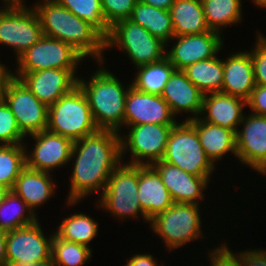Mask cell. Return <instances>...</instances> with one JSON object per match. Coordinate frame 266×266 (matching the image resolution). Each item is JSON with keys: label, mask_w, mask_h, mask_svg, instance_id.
<instances>
[{"label": "cell", "mask_w": 266, "mask_h": 266, "mask_svg": "<svg viewBox=\"0 0 266 266\" xmlns=\"http://www.w3.org/2000/svg\"><path fill=\"white\" fill-rule=\"evenodd\" d=\"M169 43H172V46ZM169 46L171 48H168ZM223 47L224 38L211 30L200 34L174 36L172 41L166 44L165 57L174 65L175 70H184L198 61L219 55Z\"/></svg>", "instance_id": "cell-15"}, {"label": "cell", "mask_w": 266, "mask_h": 266, "mask_svg": "<svg viewBox=\"0 0 266 266\" xmlns=\"http://www.w3.org/2000/svg\"><path fill=\"white\" fill-rule=\"evenodd\" d=\"M53 174L25 167L18 176L12 191L22 198L27 206L38 216L36 210L48 202L56 193Z\"/></svg>", "instance_id": "cell-25"}, {"label": "cell", "mask_w": 266, "mask_h": 266, "mask_svg": "<svg viewBox=\"0 0 266 266\" xmlns=\"http://www.w3.org/2000/svg\"><path fill=\"white\" fill-rule=\"evenodd\" d=\"M16 266H58L52 259H48L46 261H41L37 263H21L17 264Z\"/></svg>", "instance_id": "cell-46"}, {"label": "cell", "mask_w": 266, "mask_h": 266, "mask_svg": "<svg viewBox=\"0 0 266 266\" xmlns=\"http://www.w3.org/2000/svg\"><path fill=\"white\" fill-rule=\"evenodd\" d=\"M47 130L73 142L98 130L87 97L79 86L48 107Z\"/></svg>", "instance_id": "cell-6"}, {"label": "cell", "mask_w": 266, "mask_h": 266, "mask_svg": "<svg viewBox=\"0 0 266 266\" xmlns=\"http://www.w3.org/2000/svg\"><path fill=\"white\" fill-rule=\"evenodd\" d=\"M120 136L113 130L98 129L73 143L67 208L77 206L92 193L101 196L112 171L122 162Z\"/></svg>", "instance_id": "cell-1"}, {"label": "cell", "mask_w": 266, "mask_h": 266, "mask_svg": "<svg viewBox=\"0 0 266 266\" xmlns=\"http://www.w3.org/2000/svg\"><path fill=\"white\" fill-rule=\"evenodd\" d=\"M33 8L37 12L43 35L68 43L84 59L89 57L105 62V38L88 22L74 15L55 0L36 1Z\"/></svg>", "instance_id": "cell-2"}, {"label": "cell", "mask_w": 266, "mask_h": 266, "mask_svg": "<svg viewBox=\"0 0 266 266\" xmlns=\"http://www.w3.org/2000/svg\"><path fill=\"white\" fill-rule=\"evenodd\" d=\"M174 36L200 34L210 31L201 0H175L169 10Z\"/></svg>", "instance_id": "cell-26"}, {"label": "cell", "mask_w": 266, "mask_h": 266, "mask_svg": "<svg viewBox=\"0 0 266 266\" xmlns=\"http://www.w3.org/2000/svg\"><path fill=\"white\" fill-rule=\"evenodd\" d=\"M144 4L156 7L162 10H170L175 0H139Z\"/></svg>", "instance_id": "cell-44"}, {"label": "cell", "mask_w": 266, "mask_h": 266, "mask_svg": "<svg viewBox=\"0 0 266 266\" xmlns=\"http://www.w3.org/2000/svg\"><path fill=\"white\" fill-rule=\"evenodd\" d=\"M246 101L222 92L203 96L200 118L208 123L236 131L243 120Z\"/></svg>", "instance_id": "cell-21"}, {"label": "cell", "mask_w": 266, "mask_h": 266, "mask_svg": "<svg viewBox=\"0 0 266 266\" xmlns=\"http://www.w3.org/2000/svg\"><path fill=\"white\" fill-rule=\"evenodd\" d=\"M256 32V41L248 51L251 54L255 84L266 86V36L259 30Z\"/></svg>", "instance_id": "cell-37"}, {"label": "cell", "mask_w": 266, "mask_h": 266, "mask_svg": "<svg viewBox=\"0 0 266 266\" xmlns=\"http://www.w3.org/2000/svg\"><path fill=\"white\" fill-rule=\"evenodd\" d=\"M84 60L68 43L43 35L38 42L16 59V70L12 74L57 68L70 70L78 78V66L82 65Z\"/></svg>", "instance_id": "cell-10"}, {"label": "cell", "mask_w": 266, "mask_h": 266, "mask_svg": "<svg viewBox=\"0 0 266 266\" xmlns=\"http://www.w3.org/2000/svg\"><path fill=\"white\" fill-rule=\"evenodd\" d=\"M98 226L99 224L94 220V217L76 212L66 218L64 217L54 232L61 239L90 247L89 244L98 234Z\"/></svg>", "instance_id": "cell-30"}, {"label": "cell", "mask_w": 266, "mask_h": 266, "mask_svg": "<svg viewBox=\"0 0 266 266\" xmlns=\"http://www.w3.org/2000/svg\"><path fill=\"white\" fill-rule=\"evenodd\" d=\"M162 160L197 177H210L218 169L207 158L196 129L185 120L173 126Z\"/></svg>", "instance_id": "cell-9"}, {"label": "cell", "mask_w": 266, "mask_h": 266, "mask_svg": "<svg viewBox=\"0 0 266 266\" xmlns=\"http://www.w3.org/2000/svg\"><path fill=\"white\" fill-rule=\"evenodd\" d=\"M177 119L161 95L141 92L130 85L126 95L124 126L177 124Z\"/></svg>", "instance_id": "cell-17"}, {"label": "cell", "mask_w": 266, "mask_h": 266, "mask_svg": "<svg viewBox=\"0 0 266 266\" xmlns=\"http://www.w3.org/2000/svg\"><path fill=\"white\" fill-rule=\"evenodd\" d=\"M220 245L236 260L239 266H266V249L254 248V250L251 248L246 251L244 249L243 252L237 250L236 253L227 243L225 244V241Z\"/></svg>", "instance_id": "cell-39"}, {"label": "cell", "mask_w": 266, "mask_h": 266, "mask_svg": "<svg viewBox=\"0 0 266 266\" xmlns=\"http://www.w3.org/2000/svg\"><path fill=\"white\" fill-rule=\"evenodd\" d=\"M259 8H266V0H251Z\"/></svg>", "instance_id": "cell-48"}, {"label": "cell", "mask_w": 266, "mask_h": 266, "mask_svg": "<svg viewBox=\"0 0 266 266\" xmlns=\"http://www.w3.org/2000/svg\"><path fill=\"white\" fill-rule=\"evenodd\" d=\"M138 198L149 220L174 204L161 176L151 165H138Z\"/></svg>", "instance_id": "cell-23"}, {"label": "cell", "mask_w": 266, "mask_h": 266, "mask_svg": "<svg viewBox=\"0 0 266 266\" xmlns=\"http://www.w3.org/2000/svg\"><path fill=\"white\" fill-rule=\"evenodd\" d=\"M223 68L221 92L247 101L256 85L250 52H233L223 60Z\"/></svg>", "instance_id": "cell-22"}, {"label": "cell", "mask_w": 266, "mask_h": 266, "mask_svg": "<svg viewBox=\"0 0 266 266\" xmlns=\"http://www.w3.org/2000/svg\"><path fill=\"white\" fill-rule=\"evenodd\" d=\"M0 266H7L6 261V232L0 231Z\"/></svg>", "instance_id": "cell-45"}, {"label": "cell", "mask_w": 266, "mask_h": 266, "mask_svg": "<svg viewBox=\"0 0 266 266\" xmlns=\"http://www.w3.org/2000/svg\"><path fill=\"white\" fill-rule=\"evenodd\" d=\"M25 167L24 144L0 145V185L12 190Z\"/></svg>", "instance_id": "cell-33"}, {"label": "cell", "mask_w": 266, "mask_h": 266, "mask_svg": "<svg viewBox=\"0 0 266 266\" xmlns=\"http://www.w3.org/2000/svg\"><path fill=\"white\" fill-rule=\"evenodd\" d=\"M95 206L105 210L117 220L138 219L146 217L138 198V165L121 162L111 173L106 188ZM140 215V216H139Z\"/></svg>", "instance_id": "cell-4"}, {"label": "cell", "mask_w": 266, "mask_h": 266, "mask_svg": "<svg viewBox=\"0 0 266 266\" xmlns=\"http://www.w3.org/2000/svg\"><path fill=\"white\" fill-rule=\"evenodd\" d=\"M9 191L10 189L6 188L5 186L0 185V204L4 201Z\"/></svg>", "instance_id": "cell-47"}, {"label": "cell", "mask_w": 266, "mask_h": 266, "mask_svg": "<svg viewBox=\"0 0 266 266\" xmlns=\"http://www.w3.org/2000/svg\"><path fill=\"white\" fill-rule=\"evenodd\" d=\"M26 137L21 133L14 114L3 99L0 100V145L24 144Z\"/></svg>", "instance_id": "cell-36"}, {"label": "cell", "mask_w": 266, "mask_h": 266, "mask_svg": "<svg viewBox=\"0 0 266 266\" xmlns=\"http://www.w3.org/2000/svg\"><path fill=\"white\" fill-rule=\"evenodd\" d=\"M200 205L174 203L166 211L150 219L149 227L162 239L166 251H174L183 245L190 244L203 236ZM201 229V230H200Z\"/></svg>", "instance_id": "cell-5"}, {"label": "cell", "mask_w": 266, "mask_h": 266, "mask_svg": "<svg viewBox=\"0 0 266 266\" xmlns=\"http://www.w3.org/2000/svg\"><path fill=\"white\" fill-rule=\"evenodd\" d=\"M2 2H26V0H0Z\"/></svg>", "instance_id": "cell-49"}, {"label": "cell", "mask_w": 266, "mask_h": 266, "mask_svg": "<svg viewBox=\"0 0 266 266\" xmlns=\"http://www.w3.org/2000/svg\"><path fill=\"white\" fill-rule=\"evenodd\" d=\"M204 94L187 78L183 70H174L165 84L161 97L168 103L172 113L178 117L183 112L185 121L198 118L202 111Z\"/></svg>", "instance_id": "cell-20"}, {"label": "cell", "mask_w": 266, "mask_h": 266, "mask_svg": "<svg viewBox=\"0 0 266 266\" xmlns=\"http://www.w3.org/2000/svg\"><path fill=\"white\" fill-rule=\"evenodd\" d=\"M151 166L161 176L174 203L200 205L205 200L204 192L209 187L211 177H197L163 160Z\"/></svg>", "instance_id": "cell-19"}, {"label": "cell", "mask_w": 266, "mask_h": 266, "mask_svg": "<svg viewBox=\"0 0 266 266\" xmlns=\"http://www.w3.org/2000/svg\"><path fill=\"white\" fill-rule=\"evenodd\" d=\"M129 19L148 30L152 36L157 37L165 44L174 37V29L168 10L158 9L138 0Z\"/></svg>", "instance_id": "cell-27"}, {"label": "cell", "mask_w": 266, "mask_h": 266, "mask_svg": "<svg viewBox=\"0 0 266 266\" xmlns=\"http://www.w3.org/2000/svg\"><path fill=\"white\" fill-rule=\"evenodd\" d=\"M38 217L22 198L10 190L0 204V231L10 232L32 225Z\"/></svg>", "instance_id": "cell-32"}, {"label": "cell", "mask_w": 266, "mask_h": 266, "mask_svg": "<svg viewBox=\"0 0 266 266\" xmlns=\"http://www.w3.org/2000/svg\"><path fill=\"white\" fill-rule=\"evenodd\" d=\"M175 125L154 123L125 126L129 130L126 132L127 134L120 136L122 162L136 165H152L157 161H161L170 132ZM127 154L131 156V159L126 157ZM126 158H128L127 161L124 160Z\"/></svg>", "instance_id": "cell-11"}, {"label": "cell", "mask_w": 266, "mask_h": 266, "mask_svg": "<svg viewBox=\"0 0 266 266\" xmlns=\"http://www.w3.org/2000/svg\"><path fill=\"white\" fill-rule=\"evenodd\" d=\"M262 175V176H264V175H266V167L259 173V175Z\"/></svg>", "instance_id": "cell-50"}, {"label": "cell", "mask_w": 266, "mask_h": 266, "mask_svg": "<svg viewBox=\"0 0 266 266\" xmlns=\"http://www.w3.org/2000/svg\"><path fill=\"white\" fill-rule=\"evenodd\" d=\"M121 50L128 56L134 68L161 61L165 57L166 44L130 19L117 22L105 38V50Z\"/></svg>", "instance_id": "cell-7"}, {"label": "cell", "mask_w": 266, "mask_h": 266, "mask_svg": "<svg viewBox=\"0 0 266 266\" xmlns=\"http://www.w3.org/2000/svg\"><path fill=\"white\" fill-rule=\"evenodd\" d=\"M215 56L198 61L183 71L187 78L205 95L221 92L223 83V59Z\"/></svg>", "instance_id": "cell-29"}, {"label": "cell", "mask_w": 266, "mask_h": 266, "mask_svg": "<svg viewBox=\"0 0 266 266\" xmlns=\"http://www.w3.org/2000/svg\"><path fill=\"white\" fill-rule=\"evenodd\" d=\"M54 233L46 236L39 219L32 225L6 232L7 266L51 259Z\"/></svg>", "instance_id": "cell-13"}, {"label": "cell", "mask_w": 266, "mask_h": 266, "mask_svg": "<svg viewBox=\"0 0 266 266\" xmlns=\"http://www.w3.org/2000/svg\"><path fill=\"white\" fill-rule=\"evenodd\" d=\"M107 25L111 28L121 20L129 19L138 0H101Z\"/></svg>", "instance_id": "cell-38"}, {"label": "cell", "mask_w": 266, "mask_h": 266, "mask_svg": "<svg viewBox=\"0 0 266 266\" xmlns=\"http://www.w3.org/2000/svg\"><path fill=\"white\" fill-rule=\"evenodd\" d=\"M246 114L236 132L237 160L259 174L266 167V116Z\"/></svg>", "instance_id": "cell-16"}, {"label": "cell", "mask_w": 266, "mask_h": 266, "mask_svg": "<svg viewBox=\"0 0 266 266\" xmlns=\"http://www.w3.org/2000/svg\"><path fill=\"white\" fill-rule=\"evenodd\" d=\"M246 105L251 110L249 113L266 116V86L255 85Z\"/></svg>", "instance_id": "cell-40"}, {"label": "cell", "mask_w": 266, "mask_h": 266, "mask_svg": "<svg viewBox=\"0 0 266 266\" xmlns=\"http://www.w3.org/2000/svg\"><path fill=\"white\" fill-rule=\"evenodd\" d=\"M97 64L98 70L88 76V81L87 78L78 77V86L87 97L96 127L101 130H113L122 135L126 95L131 83L125 86L119 77L107 67L104 68V62Z\"/></svg>", "instance_id": "cell-3"}, {"label": "cell", "mask_w": 266, "mask_h": 266, "mask_svg": "<svg viewBox=\"0 0 266 266\" xmlns=\"http://www.w3.org/2000/svg\"><path fill=\"white\" fill-rule=\"evenodd\" d=\"M219 244V245H218ZM208 250L209 266H239L236 260L218 243Z\"/></svg>", "instance_id": "cell-41"}, {"label": "cell", "mask_w": 266, "mask_h": 266, "mask_svg": "<svg viewBox=\"0 0 266 266\" xmlns=\"http://www.w3.org/2000/svg\"><path fill=\"white\" fill-rule=\"evenodd\" d=\"M12 76V71L0 61V100L3 98V91L8 79Z\"/></svg>", "instance_id": "cell-43"}, {"label": "cell", "mask_w": 266, "mask_h": 266, "mask_svg": "<svg viewBox=\"0 0 266 266\" xmlns=\"http://www.w3.org/2000/svg\"><path fill=\"white\" fill-rule=\"evenodd\" d=\"M47 107L78 86V78L67 69H44L26 74H12Z\"/></svg>", "instance_id": "cell-18"}, {"label": "cell", "mask_w": 266, "mask_h": 266, "mask_svg": "<svg viewBox=\"0 0 266 266\" xmlns=\"http://www.w3.org/2000/svg\"><path fill=\"white\" fill-rule=\"evenodd\" d=\"M2 4L0 44L12 48L16 60L43 37L41 21L33 6H28L26 2Z\"/></svg>", "instance_id": "cell-8"}, {"label": "cell", "mask_w": 266, "mask_h": 266, "mask_svg": "<svg viewBox=\"0 0 266 266\" xmlns=\"http://www.w3.org/2000/svg\"><path fill=\"white\" fill-rule=\"evenodd\" d=\"M74 15L93 26L104 38L110 33L102 10L101 0H55Z\"/></svg>", "instance_id": "cell-35"}, {"label": "cell", "mask_w": 266, "mask_h": 266, "mask_svg": "<svg viewBox=\"0 0 266 266\" xmlns=\"http://www.w3.org/2000/svg\"><path fill=\"white\" fill-rule=\"evenodd\" d=\"M208 28L223 35V28L243 21L242 0H201Z\"/></svg>", "instance_id": "cell-28"}, {"label": "cell", "mask_w": 266, "mask_h": 266, "mask_svg": "<svg viewBox=\"0 0 266 266\" xmlns=\"http://www.w3.org/2000/svg\"><path fill=\"white\" fill-rule=\"evenodd\" d=\"M136 70L131 86L141 92L161 95L175 67L164 57L159 62L138 67Z\"/></svg>", "instance_id": "cell-31"}, {"label": "cell", "mask_w": 266, "mask_h": 266, "mask_svg": "<svg viewBox=\"0 0 266 266\" xmlns=\"http://www.w3.org/2000/svg\"><path fill=\"white\" fill-rule=\"evenodd\" d=\"M154 256L149 253H139L132 255L127 261L125 262V266H165V264H158V259L155 260ZM157 263V264H156Z\"/></svg>", "instance_id": "cell-42"}, {"label": "cell", "mask_w": 266, "mask_h": 266, "mask_svg": "<svg viewBox=\"0 0 266 266\" xmlns=\"http://www.w3.org/2000/svg\"><path fill=\"white\" fill-rule=\"evenodd\" d=\"M2 99L11 109L18 128L26 138L47 129L48 107L20 79L14 76L8 79Z\"/></svg>", "instance_id": "cell-12"}, {"label": "cell", "mask_w": 266, "mask_h": 266, "mask_svg": "<svg viewBox=\"0 0 266 266\" xmlns=\"http://www.w3.org/2000/svg\"><path fill=\"white\" fill-rule=\"evenodd\" d=\"M27 137L35 141L30 150H28V143H24L27 168L52 173L70 164L74 142L69 138L47 129Z\"/></svg>", "instance_id": "cell-14"}, {"label": "cell", "mask_w": 266, "mask_h": 266, "mask_svg": "<svg viewBox=\"0 0 266 266\" xmlns=\"http://www.w3.org/2000/svg\"><path fill=\"white\" fill-rule=\"evenodd\" d=\"M92 248L59 238L55 233L52 240L51 259L58 266H83L90 262Z\"/></svg>", "instance_id": "cell-34"}, {"label": "cell", "mask_w": 266, "mask_h": 266, "mask_svg": "<svg viewBox=\"0 0 266 266\" xmlns=\"http://www.w3.org/2000/svg\"><path fill=\"white\" fill-rule=\"evenodd\" d=\"M188 122L196 129L200 144L215 167L228 154L233 155L237 160L236 131L208 123L200 117Z\"/></svg>", "instance_id": "cell-24"}]
</instances>
